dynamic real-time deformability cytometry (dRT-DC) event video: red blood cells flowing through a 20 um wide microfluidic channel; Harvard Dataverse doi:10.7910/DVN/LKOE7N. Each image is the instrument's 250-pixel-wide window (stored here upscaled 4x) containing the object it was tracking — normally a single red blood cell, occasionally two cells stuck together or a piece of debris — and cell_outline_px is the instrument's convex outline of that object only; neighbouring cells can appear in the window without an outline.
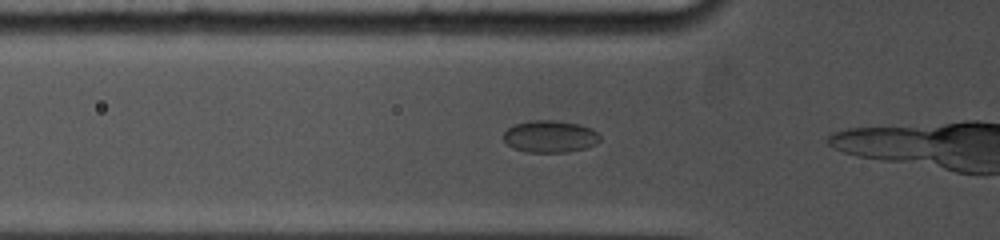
{"species": "common noctule bat (a hibernating species)", "species_latin": "Nyctalus noctula", "temperature_condition": "cold", "stored_images_in_passage": 7, "camera_frame_rate_fps": 5000, "um_per_image_px": 0.085, "animal": {"sex": "female", "body_mass_g": 19.0, "forearm_length_mm": 53.3}, "frame": {"image": 1, "passage_image": 5, "time_ms": 1.4, "image_size_px": [1000, 240], "cell_outline_px": [[600, 140], [596, 144], [584, 148], [568, 152], [528, 152], [512, 148], [504, 140], [504, 132], [508, 128], [516, 124], [532, 120], [556, 120], [580, 124], [592, 128], [600, 136]], "centroid_in_image_um": [46.77, 11.6], "position_along_channel_um": 79.0, "area_um2": 18.03}}